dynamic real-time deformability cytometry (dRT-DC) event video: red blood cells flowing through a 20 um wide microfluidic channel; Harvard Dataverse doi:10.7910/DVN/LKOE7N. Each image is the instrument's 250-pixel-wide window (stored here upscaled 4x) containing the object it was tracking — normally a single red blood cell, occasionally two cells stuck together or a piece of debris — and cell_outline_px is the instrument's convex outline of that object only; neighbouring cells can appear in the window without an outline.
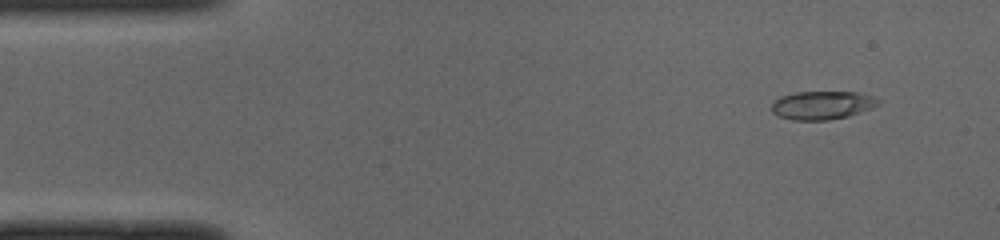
{"species": "common noctule bat (a hibernating species)", "species_latin": "Nyctalus noctula", "temperature_condition": "cold", "stored_images_in_passage": 49, "camera_frame_rate_fps": 3000, "um_per_image_px": 0.085, "animal": {"sex": "male", "body_mass_g": 19.0, "forearm_length_mm": 50.8}, "frame": {"image": 1, "passage_image": 4, "time_ms": 1.0, "image_size_px": [1000, 240], "cell_outline_px": [[880, 104], [872, 108], [848, 116], [828, 120], [792, 120], [776, 116], [772, 112], [772, 104], [780, 96], [796, 92], [856, 92], [872, 96], [880, 100]], "centroid_in_image_um": [69.88, 8.95], "position_along_channel_um": 15.1, "area_um2": 17.69}}
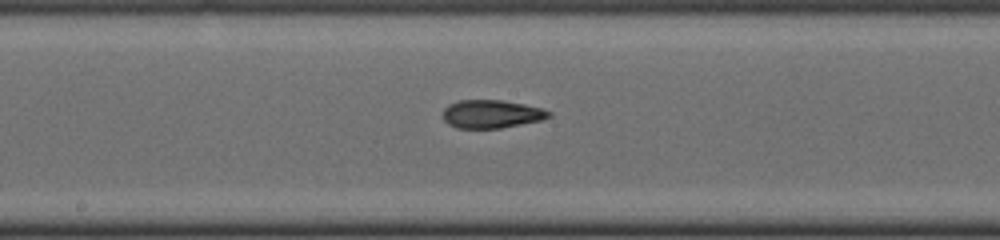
{"frame": {"image": 2, "passage_image": 25, "time_ms": 8.0, "image_size_px": [1000, 240], "cell_outline_px": [[552, 116], [540, 120], [500, 128], [456, 128], [448, 124], [444, 120], [444, 108], [448, 104], [460, 100], [504, 100], [524, 104], [540, 108], [552, 112]], "centroid_in_image_um": [41.76, 9.68], "position_along_channel_um": 206.4, "area_um2": 17.34}}
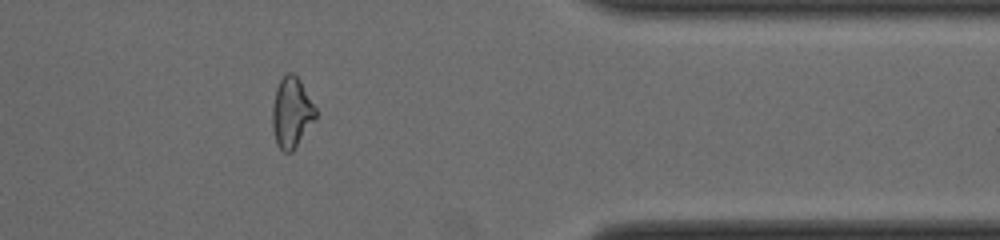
{"frame": {"image": 3, "passage_image": 40, "time_ms": 13.0, "image_size_px": [1000, 240], "cell_outline_px": [[316, 120], [292, 152], [284, 152], [276, 144], [272, 128], [272, 108], [276, 88], [280, 80], [288, 72], [292, 72], [300, 80], [316, 108]], "centroid_in_image_um": [24.78, 9.59], "position_along_channel_um": 386.6, "area_um2": 17.86}, "authors_computed_cell_mechanics": {"area_um2": 17.7446, "velocity_mm_per_s": 4.0118, "shape_relaxation_time_tau1_ms": 9.4175, "shape_relaxation_time_tau2_ms": 1.9305, "deformation_change_tau1": 0.2191, "deformation_change_tau2": 0.0966}}